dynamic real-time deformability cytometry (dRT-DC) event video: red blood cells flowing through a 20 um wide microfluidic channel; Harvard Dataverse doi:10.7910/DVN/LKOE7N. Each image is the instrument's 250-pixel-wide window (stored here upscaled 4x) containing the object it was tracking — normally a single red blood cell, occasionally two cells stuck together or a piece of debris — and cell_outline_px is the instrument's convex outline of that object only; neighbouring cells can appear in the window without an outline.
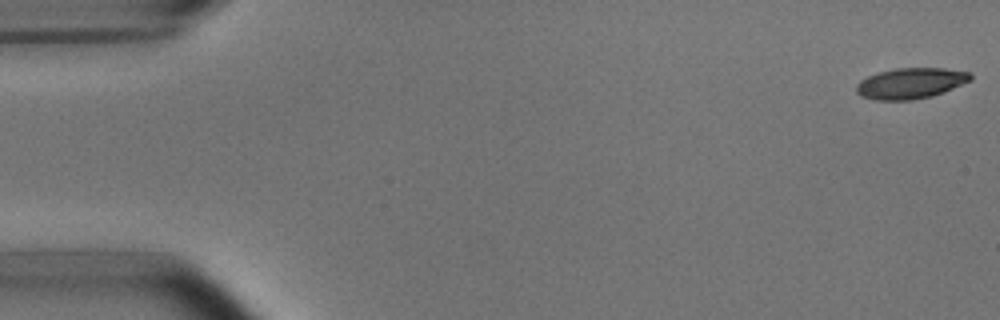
{"species": "common noctule bat (a hibernating species)", "species_latin": "Nyctalus noctula", "temperature_condition": "room temperature", "stored_images_in_passage": 15, "camera_frame_rate_fps": 3000, "um_per_image_px": 0.085, "animal": {"sex": "male", "body_mass_g": 15.6}, "frame": {"image": 1, "passage_image": 1, "time_ms": 0.0, "image_size_px": [1000, 320], "cell_outline_px": [[972, 80], [944, 92], [932, 96], [912, 100], [876, 100], [860, 96], [856, 92], [856, 84], [860, 80], [868, 76], [880, 72], [896, 68], [944, 68], [972, 72]], "centroid_in_image_um": [77.42, 7.08], "position_along_channel_um": 7.6, "area_um2": 20.63}}
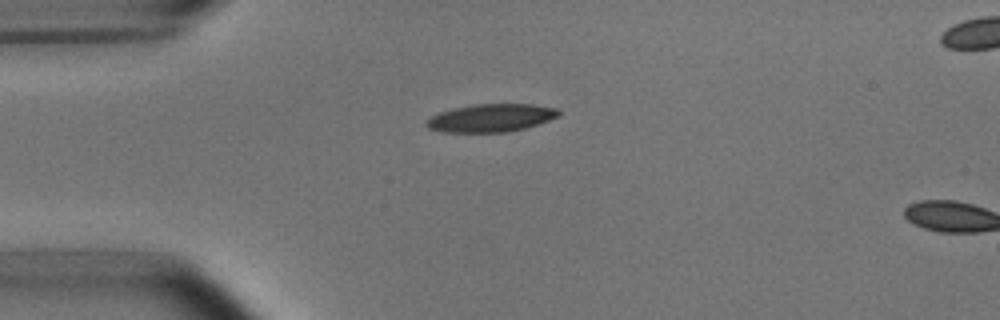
{"frame": {"image": 2, "passage_image": 13, "time_ms": 4.0, "image_size_px": [1000, 320], "cell_outline_px": [[560, 116], [524, 128], [508, 132], [440, 132], [428, 128], [424, 124], [432, 116], [440, 112], [452, 108], [476, 104], [528, 104], [556, 108], [560, 112]], "centroid_in_image_um": [41.7, 10.03], "position_along_channel_um": 43.3, "area_um2": 21.39}}